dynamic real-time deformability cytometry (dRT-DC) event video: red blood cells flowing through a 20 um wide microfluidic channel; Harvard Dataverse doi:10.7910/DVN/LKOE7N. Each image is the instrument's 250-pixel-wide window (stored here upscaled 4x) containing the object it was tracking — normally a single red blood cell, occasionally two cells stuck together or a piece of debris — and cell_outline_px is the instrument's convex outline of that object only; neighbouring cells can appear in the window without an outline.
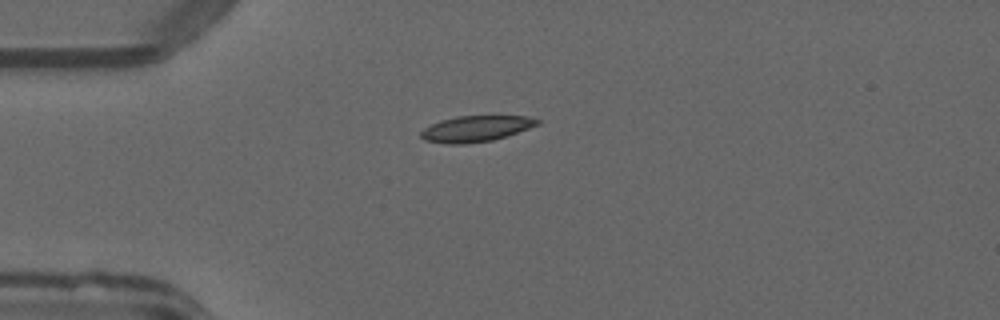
{"species": "common noctule bat (a hibernating species)", "species_latin": "Nyctalus noctula", "temperature_condition": "warm", "stored_images_in_passage": 38, "camera_frame_rate_fps": 3000, "um_per_image_px": 0.085, "animal": {"sex": "male", "forearm_length_mm": 52.5}, "frame": {"image": 1, "passage_image": 1, "time_ms": 0.0, "image_size_px": [1000, 320], "cell_outline_px": [[540, 124], [492, 140], [464, 144], [448, 144], [424, 140], [420, 136], [420, 132], [424, 128], [440, 120], [456, 116], [528, 116], [540, 120]], "centroid_in_image_um": [40.42, 10.93], "position_along_channel_um": 44.6, "area_um2": 17.46}}
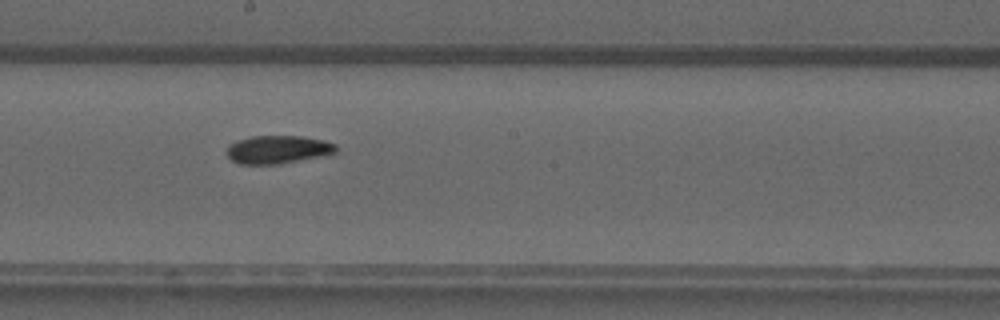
{"frame": {"image": 2, "passage_image": 16, "time_ms": 5.0, "image_size_px": [1000, 320], "cell_outline_px": [[336, 152], [280, 164], [240, 164], [232, 160], [228, 156], [228, 148], [232, 144], [240, 140], [252, 136], [300, 136], [324, 140], [336, 144]], "centroid_in_image_um": [23.63, 12.71], "position_along_channel_um": 224.6, "area_um2": 17.46}}
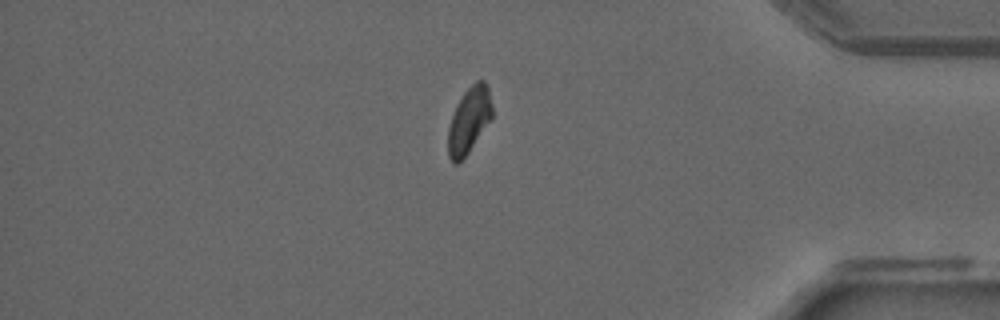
{"frame": {"image": 3, "passage_image": 31, "time_ms": 10.0, "image_size_px": [1000, 320], "cell_outline_px": [[492, 120], [468, 152], [456, 164], [448, 156], [448, 128], [456, 104], [464, 92], [476, 80], [484, 80], [488, 88], [492, 104]], "centroid_in_image_um": [39.88, 10.19], "position_along_channel_um": 395.3, "area_um2": 16.88}, "authors_computed_cell_mechanics": {"area_um2": 17.629, "velocity_mm_per_s": 4.0225, "shape_relaxation_time_tau1_ms": 9.9094, "shape_relaxation_time_tau2_ms": 5.7436, "deformation_change_tau1": 0.2053, "deformation_change_tau2": 0.0839}}